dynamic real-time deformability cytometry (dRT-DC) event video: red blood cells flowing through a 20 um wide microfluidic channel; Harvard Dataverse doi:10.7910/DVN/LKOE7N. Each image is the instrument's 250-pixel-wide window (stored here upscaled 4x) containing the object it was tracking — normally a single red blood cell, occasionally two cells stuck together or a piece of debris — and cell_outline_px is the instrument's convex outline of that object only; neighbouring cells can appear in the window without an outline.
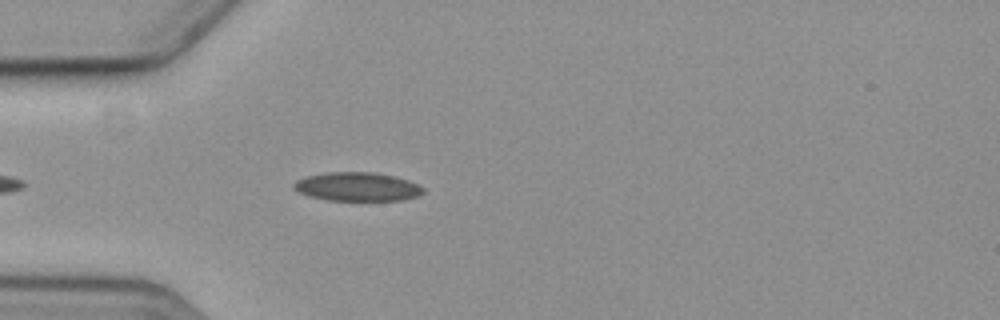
{"species": "common noctule bat (a hibernating species)", "species_latin": "Nyctalus noctula", "temperature_condition": "cold", "stored_images_in_passage": 4, "camera_frame_rate_fps": 3000, "um_per_image_px": 0.085, "animal": {"sex": "female", "body_mass_g": 19.3, "forearm_length_mm": 54.1}, "frame": {"image": 1, "passage_image": 4, "time_ms": 4.0, "image_size_px": [1000, 320], "cell_outline_px": [[424, 192], [416, 196], [400, 200], [328, 200], [308, 196], [292, 188], [292, 184], [296, 180], [308, 176], [324, 172], [372, 172], [396, 176], [408, 180], [424, 188]], "centroid_in_image_um": [30.34, 15.86], "position_along_channel_um": 54.7, "area_um2": 21.62}}